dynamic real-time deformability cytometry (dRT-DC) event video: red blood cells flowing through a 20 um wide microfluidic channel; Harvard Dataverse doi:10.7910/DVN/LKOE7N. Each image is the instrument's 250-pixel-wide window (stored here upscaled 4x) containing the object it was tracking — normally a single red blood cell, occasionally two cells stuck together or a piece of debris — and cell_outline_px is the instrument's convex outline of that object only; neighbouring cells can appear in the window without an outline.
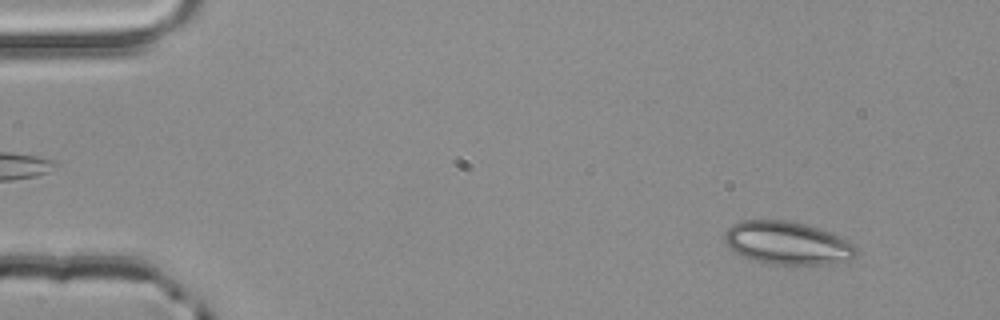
{"species": "common noctule bat (a hibernating species)", "species_latin": "Nyctalus noctula", "temperature_condition": "room temperature", "stored_images_in_passage": 53, "camera_frame_rate_fps": 3000, "um_per_image_px": 0.085, "animal": {"sex": "male", "body_mass_g": 20.4}, "frame": {"image": 1, "passage_image": 5, "time_ms": 1.333, "image_size_px": [1000, 320], "cell_outline_px": [[856, 256], [852, 260], [832, 264], [772, 264], [756, 260], [744, 256], [728, 248], [724, 244], [724, 232], [732, 224], [740, 220], [784, 220], [804, 224], [840, 236], [852, 244], [856, 248]], "centroid_in_image_um": [66.9, 20.66], "position_along_channel_um": 18.1, "area_um2": 32.89}}
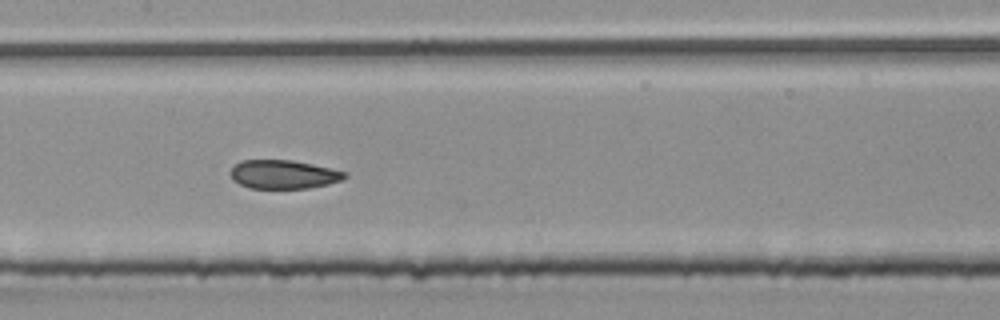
{"frame": {"image": 2, "passage_image": 26, "time_ms": 8.333, "image_size_px": [1000, 320], "cell_outline_px": [[348, 176], [344, 180], [328, 184], [308, 188], [252, 188], [240, 184], [232, 180], [232, 168], [240, 160], [292, 160], [312, 164], [348, 172]], "centroid_in_image_um": [24.15, 14.82], "position_along_channel_um": 183.2, "area_um2": 19.07}}
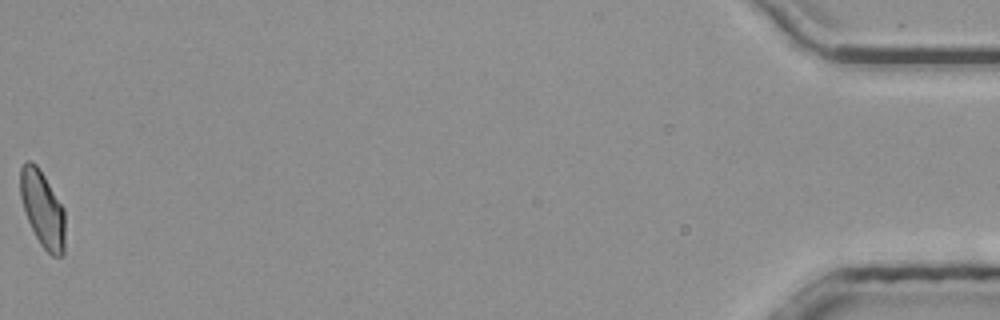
{"frame": {"image": 3, "passage_image": 53, "time_ms": 17.333, "image_size_px": [1000, 320], "cell_outline_px": [[64, 252], [60, 256], [52, 256], [40, 244], [24, 212], [20, 196], [20, 168], [28, 160], [36, 164], [44, 176], [64, 208]], "centroid_in_image_um": [3.61, 17.76], "position_along_channel_um": 431.6, "area_um2": 19.65}, "authors_computed_cell_mechanics": {"area_um2": 20.4034, "velocity_mm_per_s": 3.9374, "shape_relaxation_time_tau1_ms": null, "shape_relaxation_time_tau2_ms": 1.6075, "deformation_change_tau1": null, "deformation_change_tau2": 0.0683}}